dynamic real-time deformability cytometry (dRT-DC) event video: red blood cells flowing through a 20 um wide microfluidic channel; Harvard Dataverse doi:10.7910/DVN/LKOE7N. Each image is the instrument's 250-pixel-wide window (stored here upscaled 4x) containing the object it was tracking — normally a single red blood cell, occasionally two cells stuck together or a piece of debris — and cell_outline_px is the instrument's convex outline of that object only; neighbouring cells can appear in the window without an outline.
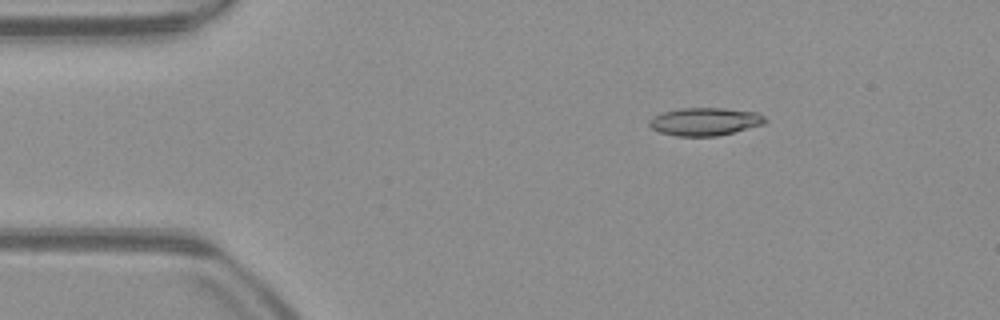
{"species": "common noctule bat (a hibernating species)", "species_latin": "Nyctalus noctula", "temperature_condition": "warm", "stored_images_in_passage": 51, "camera_frame_rate_fps": 3000, "um_per_image_px": 0.085, "animal": {"sex": "male", "body_mass_g": 23.1, "forearm_length_mm": 52.7}, "frame": {"image": 1, "passage_image": 7, "time_ms": 2.0, "image_size_px": [1000, 320], "cell_outline_px": [[768, 120], [764, 124], [716, 136], [676, 136], [660, 132], [652, 128], [648, 124], [648, 120], [652, 116], [664, 112], [680, 108], [724, 108], [756, 112], [764, 116]], "centroid_in_image_um": [59.9, 10.33], "position_along_channel_um": 25.1, "area_um2": 18.79}}
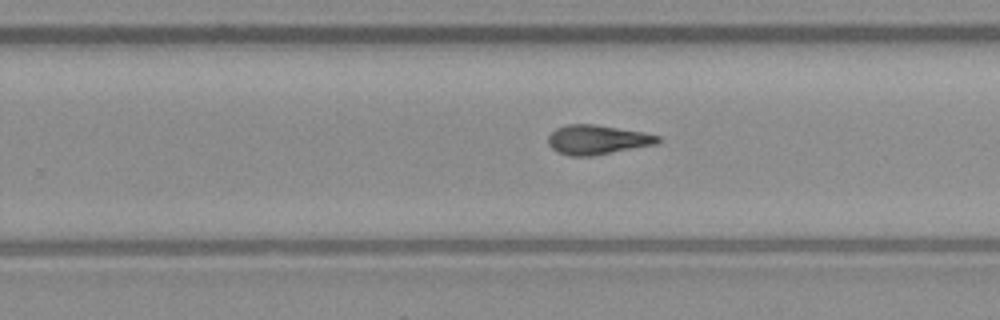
{"frame": {"image": 2, "passage_image": 31, "time_ms": 10.0, "image_size_px": [1000, 320], "cell_outline_px": [[660, 140], [656, 144], [592, 156], [568, 156], [556, 152], [548, 144], [548, 136], [556, 128], [568, 124], [596, 124], [644, 132], [660, 136]], "centroid_in_image_um": [50.74, 11.87], "position_along_channel_um": 279.1, "area_um2": 18.9}}
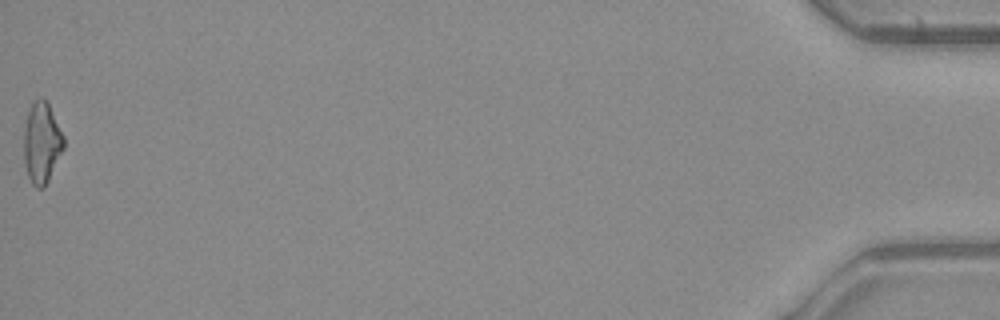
{"frame": {"image": 3, "passage_image": 51, "time_ms": 16.667, "image_size_px": [1000, 320], "cell_outline_px": [[64, 148], [44, 188], [36, 188], [32, 184], [28, 176], [24, 164], [24, 128], [28, 112], [32, 100], [40, 96], [44, 96], [64, 136]], "centroid_in_image_um": [3.53, 12.11], "position_along_channel_um": 431.7, "area_um2": 18.9}, "authors_computed_cell_mechanics": {"area_um2": 18.496, "velocity_mm_per_s": 3.9551, "shape_relaxation_time_tau1_ms": null, "shape_relaxation_time_tau2_ms": 6.7106, "deformation_change_tau1": null, "deformation_change_tau2": 0.161}}